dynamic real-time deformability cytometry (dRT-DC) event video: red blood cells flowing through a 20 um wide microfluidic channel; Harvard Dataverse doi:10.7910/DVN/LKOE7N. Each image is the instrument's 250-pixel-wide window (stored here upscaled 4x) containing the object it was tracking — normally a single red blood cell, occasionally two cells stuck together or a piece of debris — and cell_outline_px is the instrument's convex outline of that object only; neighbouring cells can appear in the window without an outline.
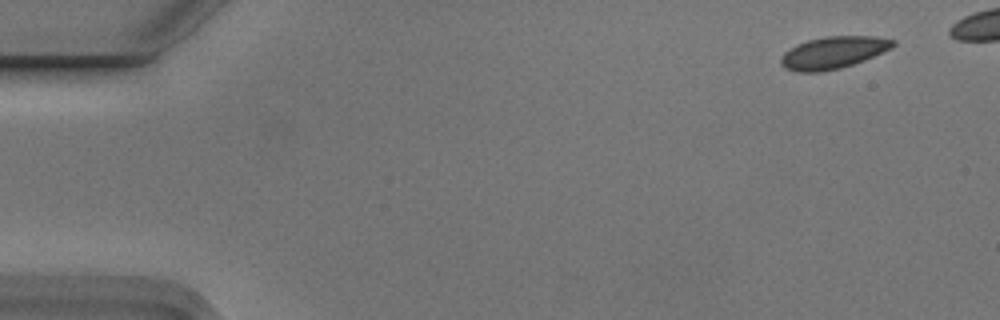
{"species": "Egyptian fruit bat (a non-hibernating species)", "species_latin": "Rousettus aegyptiacus", "temperature_condition": "cold", "stored_images_in_passage": 8, "segment_of_instrument_passage": [1, 2], "camera_frame_rate_fps": 3000, "um_per_image_px": 0.085, "animal": {"sex": "male"}, "frame": {"image": 1, "passage_image": 1, "time_ms": 0.0, "image_size_px": [1000, 320], "cell_outline_px": [[896, 44], [892, 48], [864, 60], [840, 68], [816, 72], [800, 72], [784, 68], [780, 64], [780, 60], [784, 52], [796, 44], [808, 40], [824, 36], [876, 36], [896, 40]], "centroid_in_image_um": [70.83, 4.46], "position_along_channel_um": 14.2, "area_um2": 20.98}}
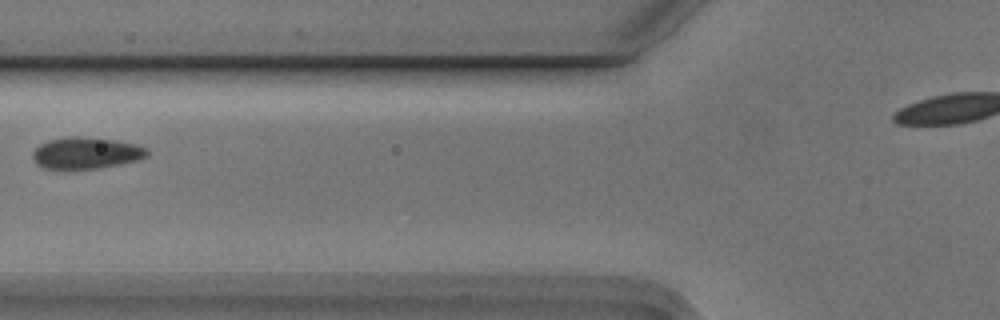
{"frame": {"image": 2, "passage_image": 6, "time_ms": 1.667, "image_size_px": [1000, 320], "cell_outline_px": [[148, 156], [136, 160], [120, 164], [96, 168], [44, 168], [36, 164], [32, 156], [32, 152], [40, 144], [48, 140], [68, 136], [80, 136], [116, 140], [136, 144], [148, 148]], "centroid_in_image_um": [7.32, 12.98], "position_along_channel_um": 118.5, "area_um2": 20.98}}
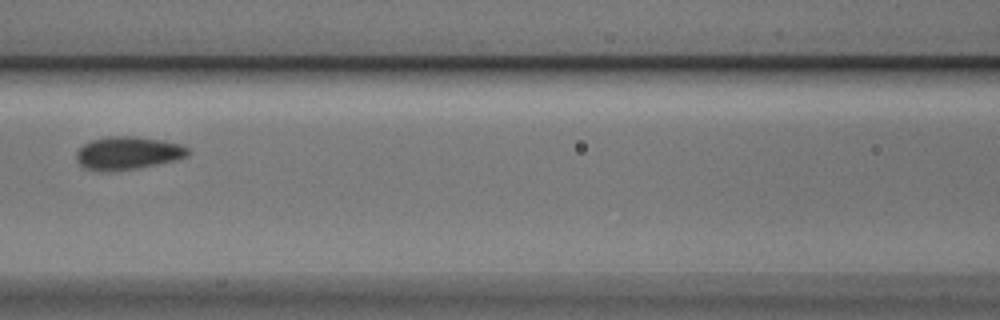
{"frame": {"image": 3, "passage_image": 7, "time_ms": 2.0, "image_size_px": [1000, 320], "cell_outline_px": [[188, 156], [176, 160], [140, 168], [104, 172], [84, 168], [76, 160], [76, 152], [84, 144], [92, 140], [108, 136], [136, 136], [164, 140], [180, 144], [188, 148]], "centroid_in_image_um": [10.86, 13.01], "position_along_channel_um": 155.7, "area_um2": 21.62}}